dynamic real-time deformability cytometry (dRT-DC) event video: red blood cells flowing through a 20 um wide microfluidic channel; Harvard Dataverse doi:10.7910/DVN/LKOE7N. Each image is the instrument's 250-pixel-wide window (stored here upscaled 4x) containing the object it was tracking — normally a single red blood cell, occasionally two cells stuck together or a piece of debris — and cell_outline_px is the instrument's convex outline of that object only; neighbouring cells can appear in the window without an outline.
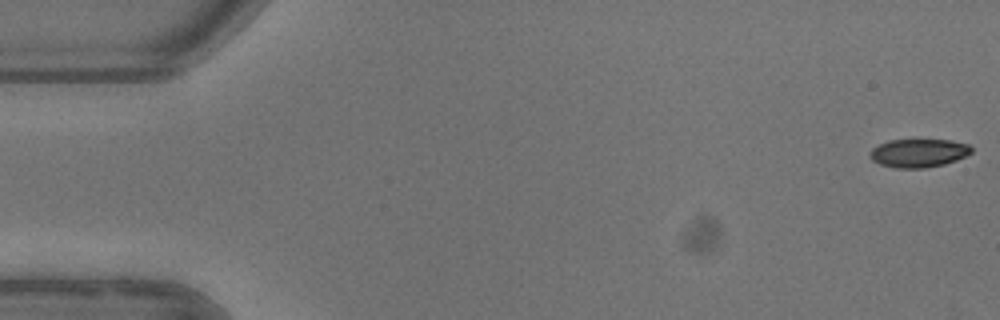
{"species": "common noctule bat (a hibernating species)", "species_latin": "Nyctalus noctula", "temperature_condition": "warm", "stored_images_in_passage": 5, "camera_frame_rate_fps": 3000, "um_per_image_px": 0.085, "animal": {"sex": "female"}, "frame": {"image": 1, "passage_image": 1, "time_ms": 0.0, "image_size_px": [1000, 320], "cell_outline_px": [[972, 152], [956, 160], [944, 164], [924, 168], [896, 168], [880, 164], [872, 160], [868, 156], [868, 152], [872, 148], [888, 140], [948, 140], [968, 144], [972, 148]], "centroid_in_image_um": [78.04, 13.01], "position_along_channel_um": 7.0, "area_um2": 16.76}}